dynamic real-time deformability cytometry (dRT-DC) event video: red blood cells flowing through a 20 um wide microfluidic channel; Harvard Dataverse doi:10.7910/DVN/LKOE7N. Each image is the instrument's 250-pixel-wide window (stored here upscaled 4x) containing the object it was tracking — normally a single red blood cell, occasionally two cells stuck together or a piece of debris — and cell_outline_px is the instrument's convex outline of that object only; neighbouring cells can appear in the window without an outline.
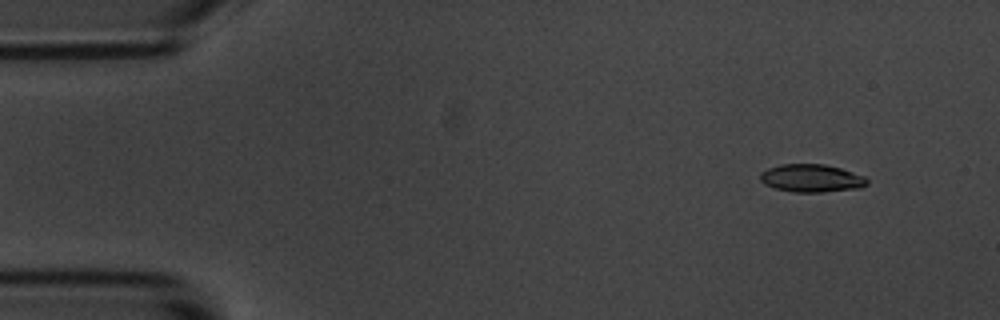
{"species": "common noctule bat (a hibernating species)", "species_latin": "Nyctalus noctula", "temperature_condition": "room temperature", "stored_images_in_passage": 7, "camera_frame_rate_fps": 3000, "um_per_image_px": 0.085, "animal": {"sex": "male", "body_mass_g": 20.1, "forearm_length_mm": 53.5}, "frame": {"image": 1, "passage_image": 1, "time_ms": 0.0, "image_size_px": [1000, 320], "cell_outline_px": [[868, 184], [860, 188], [824, 192], [792, 192], [776, 188], [764, 184], [760, 180], [760, 172], [768, 168], [780, 164], [824, 164], [840, 168], [864, 176], [868, 180]], "centroid_in_image_um": [68.97, 15.15], "position_along_channel_um": 16.0, "area_um2": 17.4}}
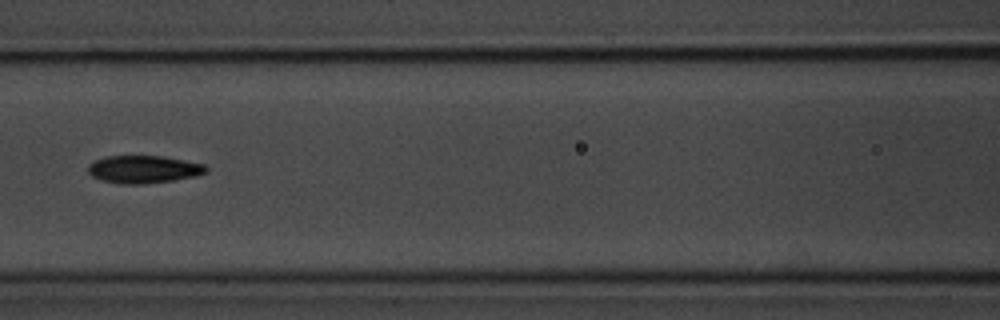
{"frame": {"image": 2, "passage_image": 6, "time_ms": 6.667, "image_size_px": [1000, 320], "cell_outline_px": [[208, 172], [196, 176], [172, 180], [140, 184], [120, 184], [104, 180], [92, 176], [88, 172], [88, 164], [92, 160], [104, 156], [164, 156], [204, 164], [208, 168]], "centroid_in_image_um": [12.19, 14.38], "position_along_channel_um": 154.4, "area_um2": 19.07}}
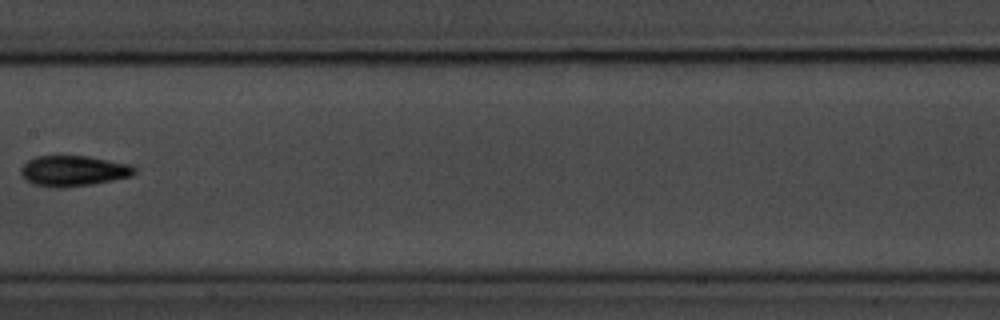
{"frame": {"image": 3, "passage_image": 7, "time_ms": 8.0, "image_size_px": [1000, 320], "cell_outline_px": [[136, 172], [132, 176], [92, 184], [60, 188], [56, 188], [32, 184], [20, 172], [20, 168], [28, 160], [36, 156], [88, 156], [132, 164], [136, 168]], "centroid_in_image_um": [6.27, 14.52], "position_along_channel_um": 201.1, "area_um2": 20.29}}